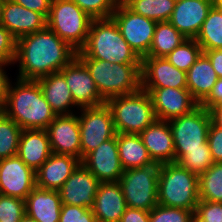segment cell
<instances>
[{
  "mask_svg": "<svg viewBox=\"0 0 222 222\" xmlns=\"http://www.w3.org/2000/svg\"><path fill=\"white\" fill-rule=\"evenodd\" d=\"M16 79L9 84L1 111L22 129H46L56 114L44 98L38 81Z\"/></svg>",
  "mask_w": 222,
  "mask_h": 222,
  "instance_id": "obj_2",
  "label": "cell"
},
{
  "mask_svg": "<svg viewBox=\"0 0 222 222\" xmlns=\"http://www.w3.org/2000/svg\"><path fill=\"white\" fill-rule=\"evenodd\" d=\"M36 187V172L17 155L0 160V194L25 198Z\"/></svg>",
  "mask_w": 222,
  "mask_h": 222,
  "instance_id": "obj_13",
  "label": "cell"
},
{
  "mask_svg": "<svg viewBox=\"0 0 222 222\" xmlns=\"http://www.w3.org/2000/svg\"><path fill=\"white\" fill-rule=\"evenodd\" d=\"M12 64L14 65V63H0V110L4 107L11 81L5 68L12 66Z\"/></svg>",
  "mask_w": 222,
  "mask_h": 222,
  "instance_id": "obj_46",
  "label": "cell"
},
{
  "mask_svg": "<svg viewBox=\"0 0 222 222\" xmlns=\"http://www.w3.org/2000/svg\"><path fill=\"white\" fill-rule=\"evenodd\" d=\"M194 212L157 204L150 211V222H191Z\"/></svg>",
  "mask_w": 222,
  "mask_h": 222,
  "instance_id": "obj_37",
  "label": "cell"
},
{
  "mask_svg": "<svg viewBox=\"0 0 222 222\" xmlns=\"http://www.w3.org/2000/svg\"><path fill=\"white\" fill-rule=\"evenodd\" d=\"M25 215V200L0 194V222H20Z\"/></svg>",
  "mask_w": 222,
  "mask_h": 222,
  "instance_id": "obj_38",
  "label": "cell"
},
{
  "mask_svg": "<svg viewBox=\"0 0 222 222\" xmlns=\"http://www.w3.org/2000/svg\"><path fill=\"white\" fill-rule=\"evenodd\" d=\"M76 57L118 64L142 62L112 18L92 20L86 44L77 52Z\"/></svg>",
  "mask_w": 222,
  "mask_h": 222,
  "instance_id": "obj_3",
  "label": "cell"
},
{
  "mask_svg": "<svg viewBox=\"0 0 222 222\" xmlns=\"http://www.w3.org/2000/svg\"><path fill=\"white\" fill-rule=\"evenodd\" d=\"M52 154L46 129H23L17 156L35 172Z\"/></svg>",
  "mask_w": 222,
  "mask_h": 222,
  "instance_id": "obj_24",
  "label": "cell"
},
{
  "mask_svg": "<svg viewBox=\"0 0 222 222\" xmlns=\"http://www.w3.org/2000/svg\"><path fill=\"white\" fill-rule=\"evenodd\" d=\"M210 115L211 123L222 128V106H212L207 109Z\"/></svg>",
  "mask_w": 222,
  "mask_h": 222,
  "instance_id": "obj_48",
  "label": "cell"
},
{
  "mask_svg": "<svg viewBox=\"0 0 222 222\" xmlns=\"http://www.w3.org/2000/svg\"><path fill=\"white\" fill-rule=\"evenodd\" d=\"M2 24L16 39L47 27V18L10 0L3 6Z\"/></svg>",
  "mask_w": 222,
  "mask_h": 222,
  "instance_id": "obj_20",
  "label": "cell"
},
{
  "mask_svg": "<svg viewBox=\"0 0 222 222\" xmlns=\"http://www.w3.org/2000/svg\"><path fill=\"white\" fill-rule=\"evenodd\" d=\"M81 162L100 182H118L124 169L118 153L117 135L100 144Z\"/></svg>",
  "mask_w": 222,
  "mask_h": 222,
  "instance_id": "obj_16",
  "label": "cell"
},
{
  "mask_svg": "<svg viewBox=\"0 0 222 222\" xmlns=\"http://www.w3.org/2000/svg\"><path fill=\"white\" fill-rule=\"evenodd\" d=\"M203 53L195 39H186L165 58L176 68L187 72Z\"/></svg>",
  "mask_w": 222,
  "mask_h": 222,
  "instance_id": "obj_34",
  "label": "cell"
},
{
  "mask_svg": "<svg viewBox=\"0 0 222 222\" xmlns=\"http://www.w3.org/2000/svg\"><path fill=\"white\" fill-rule=\"evenodd\" d=\"M80 163L74 156L52 153L36 171V186L58 191Z\"/></svg>",
  "mask_w": 222,
  "mask_h": 222,
  "instance_id": "obj_22",
  "label": "cell"
},
{
  "mask_svg": "<svg viewBox=\"0 0 222 222\" xmlns=\"http://www.w3.org/2000/svg\"><path fill=\"white\" fill-rule=\"evenodd\" d=\"M195 40L202 51L222 49V9L211 8Z\"/></svg>",
  "mask_w": 222,
  "mask_h": 222,
  "instance_id": "obj_30",
  "label": "cell"
},
{
  "mask_svg": "<svg viewBox=\"0 0 222 222\" xmlns=\"http://www.w3.org/2000/svg\"><path fill=\"white\" fill-rule=\"evenodd\" d=\"M32 11L43 14L48 17L52 0H10Z\"/></svg>",
  "mask_w": 222,
  "mask_h": 222,
  "instance_id": "obj_43",
  "label": "cell"
},
{
  "mask_svg": "<svg viewBox=\"0 0 222 222\" xmlns=\"http://www.w3.org/2000/svg\"><path fill=\"white\" fill-rule=\"evenodd\" d=\"M209 58L218 78H222V49L203 51Z\"/></svg>",
  "mask_w": 222,
  "mask_h": 222,
  "instance_id": "obj_47",
  "label": "cell"
},
{
  "mask_svg": "<svg viewBox=\"0 0 222 222\" xmlns=\"http://www.w3.org/2000/svg\"><path fill=\"white\" fill-rule=\"evenodd\" d=\"M79 60L87 67L105 102L142 88L141 63L118 64L97 59Z\"/></svg>",
  "mask_w": 222,
  "mask_h": 222,
  "instance_id": "obj_4",
  "label": "cell"
},
{
  "mask_svg": "<svg viewBox=\"0 0 222 222\" xmlns=\"http://www.w3.org/2000/svg\"><path fill=\"white\" fill-rule=\"evenodd\" d=\"M37 81L44 98L56 115H70L76 113L73 109L74 107L80 109L74 103L71 90L66 83L65 77L60 72L52 73Z\"/></svg>",
  "mask_w": 222,
  "mask_h": 222,
  "instance_id": "obj_26",
  "label": "cell"
},
{
  "mask_svg": "<svg viewBox=\"0 0 222 222\" xmlns=\"http://www.w3.org/2000/svg\"><path fill=\"white\" fill-rule=\"evenodd\" d=\"M149 93L157 120L170 121L199 106L187 88H142Z\"/></svg>",
  "mask_w": 222,
  "mask_h": 222,
  "instance_id": "obj_12",
  "label": "cell"
},
{
  "mask_svg": "<svg viewBox=\"0 0 222 222\" xmlns=\"http://www.w3.org/2000/svg\"><path fill=\"white\" fill-rule=\"evenodd\" d=\"M195 213L208 222H222V203L199 200Z\"/></svg>",
  "mask_w": 222,
  "mask_h": 222,
  "instance_id": "obj_41",
  "label": "cell"
},
{
  "mask_svg": "<svg viewBox=\"0 0 222 222\" xmlns=\"http://www.w3.org/2000/svg\"><path fill=\"white\" fill-rule=\"evenodd\" d=\"M60 73L65 77L73 101L79 108L105 104L87 67L75 57Z\"/></svg>",
  "mask_w": 222,
  "mask_h": 222,
  "instance_id": "obj_14",
  "label": "cell"
},
{
  "mask_svg": "<svg viewBox=\"0 0 222 222\" xmlns=\"http://www.w3.org/2000/svg\"><path fill=\"white\" fill-rule=\"evenodd\" d=\"M176 163L197 175L206 172L214 164L208 142L203 149H184Z\"/></svg>",
  "mask_w": 222,
  "mask_h": 222,
  "instance_id": "obj_35",
  "label": "cell"
},
{
  "mask_svg": "<svg viewBox=\"0 0 222 222\" xmlns=\"http://www.w3.org/2000/svg\"><path fill=\"white\" fill-rule=\"evenodd\" d=\"M4 3H5V0H0V22H1V19H2Z\"/></svg>",
  "mask_w": 222,
  "mask_h": 222,
  "instance_id": "obj_51",
  "label": "cell"
},
{
  "mask_svg": "<svg viewBox=\"0 0 222 222\" xmlns=\"http://www.w3.org/2000/svg\"><path fill=\"white\" fill-rule=\"evenodd\" d=\"M111 18L137 56L141 60L146 57L153 41L157 22L134 13L122 1L118 2Z\"/></svg>",
  "mask_w": 222,
  "mask_h": 222,
  "instance_id": "obj_11",
  "label": "cell"
},
{
  "mask_svg": "<svg viewBox=\"0 0 222 222\" xmlns=\"http://www.w3.org/2000/svg\"><path fill=\"white\" fill-rule=\"evenodd\" d=\"M134 13L152 19L156 22L169 21L176 0H123Z\"/></svg>",
  "mask_w": 222,
  "mask_h": 222,
  "instance_id": "obj_31",
  "label": "cell"
},
{
  "mask_svg": "<svg viewBox=\"0 0 222 222\" xmlns=\"http://www.w3.org/2000/svg\"><path fill=\"white\" fill-rule=\"evenodd\" d=\"M105 103L111 111L117 133L140 134L157 120L151 97L142 88L113 97Z\"/></svg>",
  "mask_w": 222,
  "mask_h": 222,
  "instance_id": "obj_6",
  "label": "cell"
},
{
  "mask_svg": "<svg viewBox=\"0 0 222 222\" xmlns=\"http://www.w3.org/2000/svg\"><path fill=\"white\" fill-rule=\"evenodd\" d=\"M52 153L71 155L81 160L80 128L77 112L56 115L46 128Z\"/></svg>",
  "mask_w": 222,
  "mask_h": 222,
  "instance_id": "obj_15",
  "label": "cell"
},
{
  "mask_svg": "<svg viewBox=\"0 0 222 222\" xmlns=\"http://www.w3.org/2000/svg\"><path fill=\"white\" fill-rule=\"evenodd\" d=\"M217 79L209 58L202 53L187 71V89L200 104L209 95Z\"/></svg>",
  "mask_w": 222,
  "mask_h": 222,
  "instance_id": "obj_27",
  "label": "cell"
},
{
  "mask_svg": "<svg viewBox=\"0 0 222 222\" xmlns=\"http://www.w3.org/2000/svg\"><path fill=\"white\" fill-rule=\"evenodd\" d=\"M191 222H208L206 220L201 219L195 212L192 216Z\"/></svg>",
  "mask_w": 222,
  "mask_h": 222,
  "instance_id": "obj_49",
  "label": "cell"
},
{
  "mask_svg": "<svg viewBox=\"0 0 222 222\" xmlns=\"http://www.w3.org/2000/svg\"><path fill=\"white\" fill-rule=\"evenodd\" d=\"M92 18L71 0H52L47 28L77 52L86 44Z\"/></svg>",
  "mask_w": 222,
  "mask_h": 222,
  "instance_id": "obj_7",
  "label": "cell"
},
{
  "mask_svg": "<svg viewBox=\"0 0 222 222\" xmlns=\"http://www.w3.org/2000/svg\"><path fill=\"white\" fill-rule=\"evenodd\" d=\"M142 88H187V72L165 57H144L141 62Z\"/></svg>",
  "mask_w": 222,
  "mask_h": 222,
  "instance_id": "obj_18",
  "label": "cell"
},
{
  "mask_svg": "<svg viewBox=\"0 0 222 222\" xmlns=\"http://www.w3.org/2000/svg\"><path fill=\"white\" fill-rule=\"evenodd\" d=\"M117 147L124 170L154 163L139 134L117 133Z\"/></svg>",
  "mask_w": 222,
  "mask_h": 222,
  "instance_id": "obj_28",
  "label": "cell"
},
{
  "mask_svg": "<svg viewBox=\"0 0 222 222\" xmlns=\"http://www.w3.org/2000/svg\"><path fill=\"white\" fill-rule=\"evenodd\" d=\"M214 0H176L169 22L186 38L195 39Z\"/></svg>",
  "mask_w": 222,
  "mask_h": 222,
  "instance_id": "obj_19",
  "label": "cell"
},
{
  "mask_svg": "<svg viewBox=\"0 0 222 222\" xmlns=\"http://www.w3.org/2000/svg\"><path fill=\"white\" fill-rule=\"evenodd\" d=\"M153 162H175V147L168 121L156 120L140 134Z\"/></svg>",
  "mask_w": 222,
  "mask_h": 222,
  "instance_id": "obj_21",
  "label": "cell"
},
{
  "mask_svg": "<svg viewBox=\"0 0 222 222\" xmlns=\"http://www.w3.org/2000/svg\"><path fill=\"white\" fill-rule=\"evenodd\" d=\"M214 4L216 7L222 9V0H214Z\"/></svg>",
  "mask_w": 222,
  "mask_h": 222,
  "instance_id": "obj_52",
  "label": "cell"
},
{
  "mask_svg": "<svg viewBox=\"0 0 222 222\" xmlns=\"http://www.w3.org/2000/svg\"><path fill=\"white\" fill-rule=\"evenodd\" d=\"M199 200L222 203V163L198 175Z\"/></svg>",
  "mask_w": 222,
  "mask_h": 222,
  "instance_id": "obj_32",
  "label": "cell"
},
{
  "mask_svg": "<svg viewBox=\"0 0 222 222\" xmlns=\"http://www.w3.org/2000/svg\"><path fill=\"white\" fill-rule=\"evenodd\" d=\"M59 222H97L92 209L62 204Z\"/></svg>",
  "mask_w": 222,
  "mask_h": 222,
  "instance_id": "obj_39",
  "label": "cell"
},
{
  "mask_svg": "<svg viewBox=\"0 0 222 222\" xmlns=\"http://www.w3.org/2000/svg\"><path fill=\"white\" fill-rule=\"evenodd\" d=\"M78 121L81 141V161L103 142L115 137L113 117L107 104L80 108ZM80 114V115H79Z\"/></svg>",
  "mask_w": 222,
  "mask_h": 222,
  "instance_id": "obj_10",
  "label": "cell"
},
{
  "mask_svg": "<svg viewBox=\"0 0 222 222\" xmlns=\"http://www.w3.org/2000/svg\"><path fill=\"white\" fill-rule=\"evenodd\" d=\"M207 142L214 163H222V128L210 124Z\"/></svg>",
  "mask_w": 222,
  "mask_h": 222,
  "instance_id": "obj_42",
  "label": "cell"
},
{
  "mask_svg": "<svg viewBox=\"0 0 222 222\" xmlns=\"http://www.w3.org/2000/svg\"><path fill=\"white\" fill-rule=\"evenodd\" d=\"M127 208L119 182H100L91 208L97 222H120Z\"/></svg>",
  "mask_w": 222,
  "mask_h": 222,
  "instance_id": "obj_23",
  "label": "cell"
},
{
  "mask_svg": "<svg viewBox=\"0 0 222 222\" xmlns=\"http://www.w3.org/2000/svg\"><path fill=\"white\" fill-rule=\"evenodd\" d=\"M186 39L169 21L157 22L153 41L146 57H166Z\"/></svg>",
  "mask_w": 222,
  "mask_h": 222,
  "instance_id": "obj_29",
  "label": "cell"
},
{
  "mask_svg": "<svg viewBox=\"0 0 222 222\" xmlns=\"http://www.w3.org/2000/svg\"><path fill=\"white\" fill-rule=\"evenodd\" d=\"M150 211L128 207L121 216L120 222H150Z\"/></svg>",
  "mask_w": 222,
  "mask_h": 222,
  "instance_id": "obj_45",
  "label": "cell"
},
{
  "mask_svg": "<svg viewBox=\"0 0 222 222\" xmlns=\"http://www.w3.org/2000/svg\"><path fill=\"white\" fill-rule=\"evenodd\" d=\"M62 201L58 191L35 187L25 198V214L37 222H59Z\"/></svg>",
  "mask_w": 222,
  "mask_h": 222,
  "instance_id": "obj_25",
  "label": "cell"
},
{
  "mask_svg": "<svg viewBox=\"0 0 222 222\" xmlns=\"http://www.w3.org/2000/svg\"><path fill=\"white\" fill-rule=\"evenodd\" d=\"M92 19L111 18L119 0H71Z\"/></svg>",
  "mask_w": 222,
  "mask_h": 222,
  "instance_id": "obj_36",
  "label": "cell"
},
{
  "mask_svg": "<svg viewBox=\"0 0 222 222\" xmlns=\"http://www.w3.org/2000/svg\"><path fill=\"white\" fill-rule=\"evenodd\" d=\"M77 56L68 43L49 28L17 39L14 65L18 79L34 80L60 72Z\"/></svg>",
  "mask_w": 222,
  "mask_h": 222,
  "instance_id": "obj_1",
  "label": "cell"
},
{
  "mask_svg": "<svg viewBox=\"0 0 222 222\" xmlns=\"http://www.w3.org/2000/svg\"><path fill=\"white\" fill-rule=\"evenodd\" d=\"M161 164L156 162L140 168L124 170L118 181L126 205L151 211L158 204V178Z\"/></svg>",
  "mask_w": 222,
  "mask_h": 222,
  "instance_id": "obj_8",
  "label": "cell"
},
{
  "mask_svg": "<svg viewBox=\"0 0 222 222\" xmlns=\"http://www.w3.org/2000/svg\"><path fill=\"white\" fill-rule=\"evenodd\" d=\"M22 128L0 111V160L17 155Z\"/></svg>",
  "mask_w": 222,
  "mask_h": 222,
  "instance_id": "obj_33",
  "label": "cell"
},
{
  "mask_svg": "<svg viewBox=\"0 0 222 222\" xmlns=\"http://www.w3.org/2000/svg\"><path fill=\"white\" fill-rule=\"evenodd\" d=\"M100 181L81 162L58 192L62 204L91 209Z\"/></svg>",
  "mask_w": 222,
  "mask_h": 222,
  "instance_id": "obj_17",
  "label": "cell"
},
{
  "mask_svg": "<svg viewBox=\"0 0 222 222\" xmlns=\"http://www.w3.org/2000/svg\"><path fill=\"white\" fill-rule=\"evenodd\" d=\"M157 190L159 205L195 212L199 202L197 174L176 162L161 164Z\"/></svg>",
  "mask_w": 222,
  "mask_h": 222,
  "instance_id": "obj_5",
  "label": "cell"
},
{
  "mask_svg": "<svg viewBox=\"0 0 222 222\" xmlns=\"http://www.w3.org/2000/svg\"><path fill=\"white\" fill-rule=\"evenodd\" d=\"M20 222H37V221H35L34 219H32L31 217H29L28 215L25 214V215L22 217V219H21Z\"/></svg>",
  "mask_w": 222,
  "mask_h": 222,
  "instance_id": "obj_50",
  "label": "cell"
},
{
  "mask_svg": "<svg viewBox=\"0 0 222 222\" xmlns=\"http://www.w3.org/2000/svg\"><path fill=\"white\" fill-rule=\"evenodd\" d=\"M208 109L212 106H222V78H218L209 95L199 104Z\"/></svg>",
  "mask_w": 222,
  "mask_h": 222,
  "instance_id": "obj_44",
  "label": "cell"
},
{
  "mask_svg": "<svg viewBox=\"0 0 222 222\" xmlns=\"http://www.w3.org/2000/svg\"><path fill=\"white\" fill-rule=\"evenodd\" d=\"M169 122L175 147V162L184 154V149H203L207 143L211 124L207 109L198 106L192 112Z\"/></svg>",
  "mask_w": 222,
  "mask_h": 222,
  "instance_id": "obj_9",
  "label": "cell"
},
{
  "mask_svg": "<svg viewBox=\"0 0 222 222\" xmlns=\"http://www.w3.org/2000/svg\"><path fill=\"white\" fill-rule=\"evenodd\" d=\"M17 39L0 24V63H14Z\"/></svg>",
  "mask_w": 222,
  "mask_h": 222,
  "instance_id": "obj_40",
  "label": "cell"
}]
</instances>
